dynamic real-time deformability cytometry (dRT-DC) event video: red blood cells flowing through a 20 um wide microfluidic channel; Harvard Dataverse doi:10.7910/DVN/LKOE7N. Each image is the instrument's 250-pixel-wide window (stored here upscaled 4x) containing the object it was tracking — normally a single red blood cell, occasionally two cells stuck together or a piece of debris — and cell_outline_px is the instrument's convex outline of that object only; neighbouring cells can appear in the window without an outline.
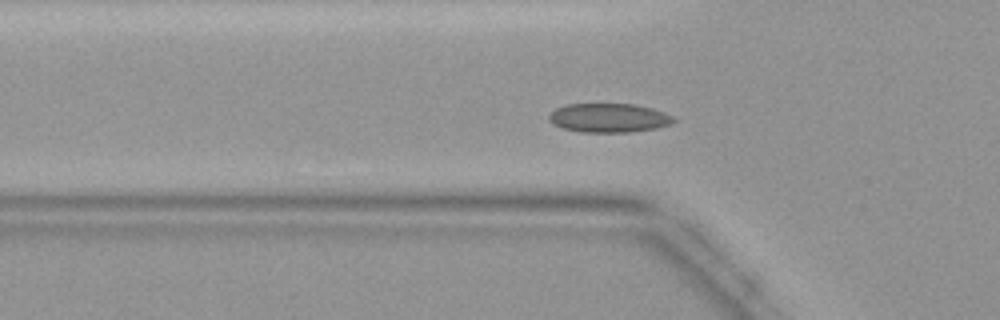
{"species": "common noctule bat (a hibernating species)", "species_latin": "Nyctalus noctula", "temperature_condition": "warm", "stored_images_in_passage": 32, "camera_frame_rate_fps": 3000, "um_per_image_px": 0.085, "animal": {"sex": "female", "body_mass_g": 19.9}, "frame": {"image": 1, "passage_image": 5, "time_ms": 1.333, "image_size_px": [1000, 320], "cell_outline_px": [[676, 120], [672, 124], [656, 128], [628, 132], [580, 132], [564, 128], [552, 124], [548, 120], [548, 116], [556, 108], [568, 104], [636, 104], [652, 108], [664, 112], [672, 116]], "centroid_in_image_um": [51.76, 10.02], "position_along_channel_um": 74.0, "area_um2": 21.1}}
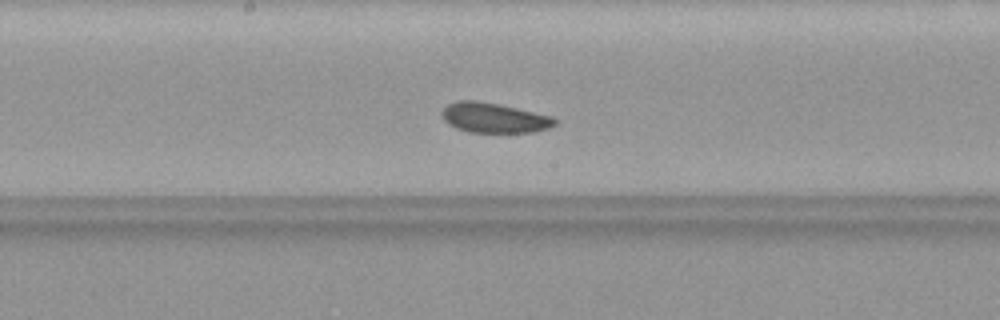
{"frame": {"image": 2, "passage_image": 14, "time_ms": 4.333, "image_size_px": [1000, 320], "cell_outline_px": [[556, 124], [548, 128], [536, 132], [468, 132], [456, 128], [448, 124], [440, 116], [440, 112], [448, 104], [456, 100], [476, 100], [500, 104], [552, 116], [556, 120]], "centroid_in_image_um": [41.96, 10.01], "position_along_channel_um": 206.2, "area_um2": 19.88}}
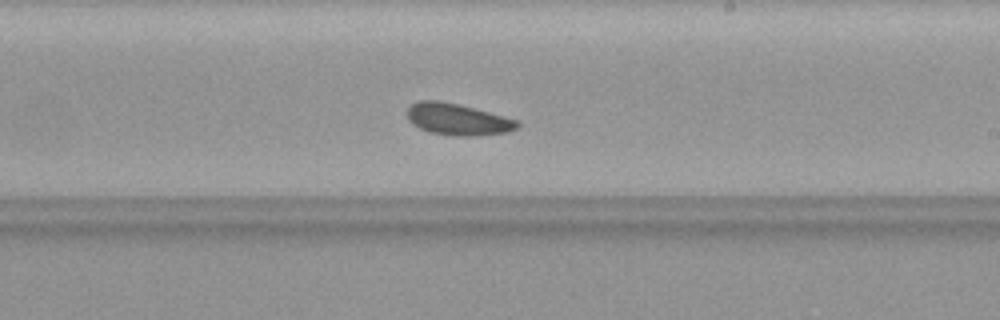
{"frame": {"image": 3, "passage_image": 17, "time_ms": 5.333, "image_size_px": [1000, 320], "cell_outline_px": [[520, 124], [516, 128], [508, 132], [476, 136], [456, 136], [428, 132], [412, 124], [408, 120], [408, 108], [412, 104], [420, 100], [436, 100], [456, 104], [520, 120]], "centroid_in_image_um": [38.91, 10.16], "position_along_channel_um": 250.1, "area_um2": 20.17}}